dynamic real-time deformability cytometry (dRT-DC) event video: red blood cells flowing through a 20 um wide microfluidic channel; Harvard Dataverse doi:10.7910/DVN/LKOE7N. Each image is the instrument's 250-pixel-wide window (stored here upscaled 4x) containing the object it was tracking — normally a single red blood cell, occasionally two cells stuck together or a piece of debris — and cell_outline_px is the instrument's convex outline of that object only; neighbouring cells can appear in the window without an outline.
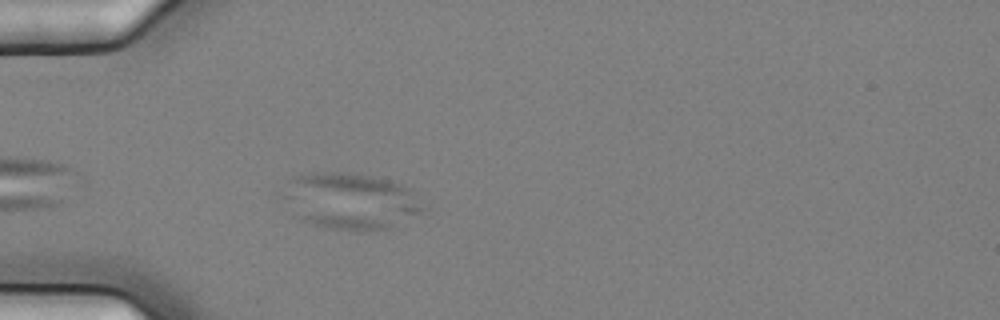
{"species": "common noctule bat (a hibernating species)", "species_latin": "Nyctalus noctula", "temperature_condition": "cold", "stored_images_in_passage": 1, "camera_frame_rate_fps": 3000, "um_per_image_px": 0.085, "animal": {"sex": "female", "body_mass_g": 25.1}, "frame": {"image": 1, "passage_image": 1, "time_ms": 0.0, "image_size_px": [1000, 320], "cell_outline_px": [[428, 208], [424, 212], [388, 228], [352, 232], [332, 228], [316, 224], [304, 220], [276, 196], [288, 180], [292, 176], [312, 172], [344, 172], [372, 176], [388, 180], [400, 184], [408, 188]], "centroid_in_image_um": [29.74, 17.07], "position_along_channel_um": 55.3, "area_um2": 46.53}}